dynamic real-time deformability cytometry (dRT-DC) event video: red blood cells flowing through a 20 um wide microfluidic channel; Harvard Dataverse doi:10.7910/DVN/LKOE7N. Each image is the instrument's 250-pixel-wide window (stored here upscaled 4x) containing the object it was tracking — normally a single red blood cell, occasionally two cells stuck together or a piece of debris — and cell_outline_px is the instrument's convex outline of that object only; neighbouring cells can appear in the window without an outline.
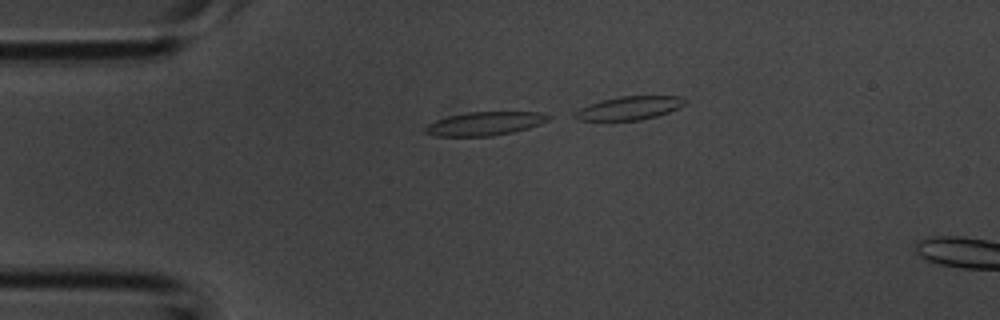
{"species": "common noctule bat (a hibernating species)", "species_latin": "Nyctalus noctula", "temperature_condition": "room temperature", "stored_images_in_passage": 9, "camera_frame_rate_fps": 3000, "um_per_image_px": 0.085, "animal": {"sex": "male", "body_mass_g": 20.1, "forearm_length_mm": 53.5}, "frame": {"image": 1, "passage_image": 2, "time_ms": 0.333, "image_size_px": [1000, 320], "cell_outline_px": [[552, 116], [548, 120], [540, 124], [528, 128], [512, 132], [492, 136], [436, 136], [424, 132], [424, 128], [428, 124], [436, 120], [448, 116], [468, 112], [540, 112]], "centroid_in_image_um": [41.21, 10.5], "position_along_channel_um": 43.8, "area_um2": 16.88}}
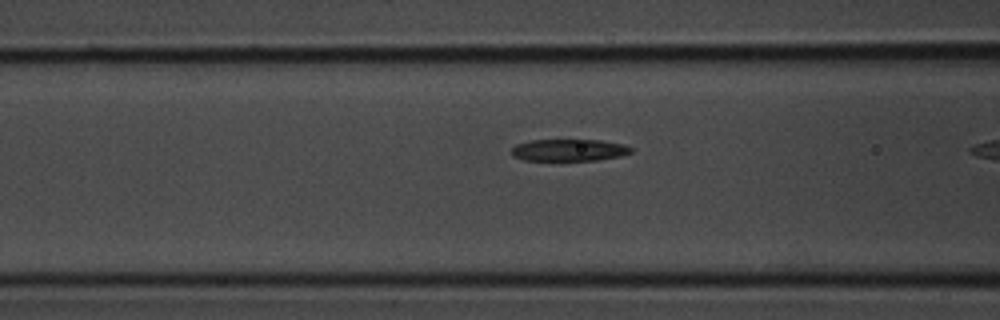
{"frame": {"image": 2, "passage_image": 8, "time_ms": 2.333, "image_size_px": [1000, 320], "cell_outline_px": [[632, 152], [620, 156], [596, 160], [524, 160], [512, 156], [512, 148], [516, 144], [532, 140], [600, 140], [624, 144], [632, 148]], "centroid_in_image_um": [48.36, 12.75], "position_along_channel_um": 118.2, "area_um2": 15.2}}